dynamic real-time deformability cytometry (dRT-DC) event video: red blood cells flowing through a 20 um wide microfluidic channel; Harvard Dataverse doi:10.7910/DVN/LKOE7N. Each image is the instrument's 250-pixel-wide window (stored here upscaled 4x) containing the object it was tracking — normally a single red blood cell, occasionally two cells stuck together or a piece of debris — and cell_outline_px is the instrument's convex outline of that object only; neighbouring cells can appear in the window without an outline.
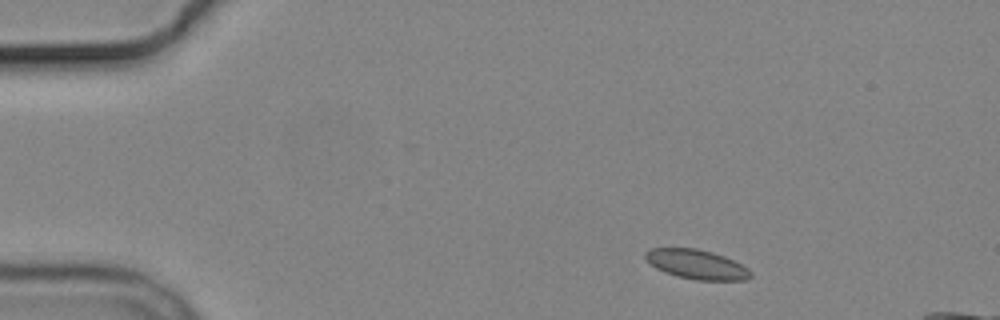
{"species": "common noctule bat (a hibernating species)", "species_latin": "Nyctalus noctula", "temperature_condition": "cold", "stored_images_in_passage": 8, "camera_frame_rate_fps": 3000, "um_per_image_px": 0.085, "animal": {"sex": "male", "body_mass_g": 19.2, "forearm_length_mm": 51.8}, "frame": {"image": 1, "passage_image": 1, "time_ms": 0.0, "image_size_px": [1000, 320], "cell_outline_px": [[752, 276], [744, 280], [696, 280], [676, 276], [664, 272], [656, 268], [644, 256], [644, 252], [648, 248], [696, 248], [712, 252], [724, 256], [748, 268], [752, 272]], "centroid_in_image_um": [59.2, 22.47], "position_along_channel_um": 25.8, "area_um2": 18.03}}
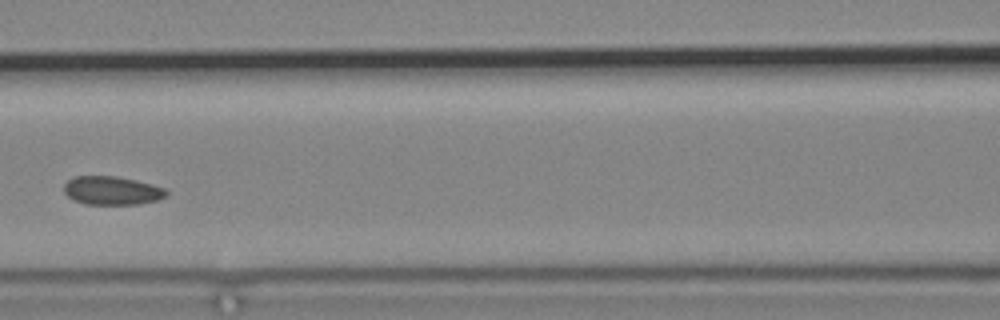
{"frame": {"image": 2, "passage_image": 6, "time_ms": 5.667, "image_size_px": [1000, 320], "cell_outline_px": [[168, 196], [156, 200], [140, 204], [84, 204], [72, 200], [64, 192], [64, 184], [68, 180], [76, 176], [116, 176], [152, 184], [164, 188], [168, 192]], "centroid_in_image_um": [9.51, 16.2], "position_along_channel_um": 157.1, "area_um2": 17.05}}
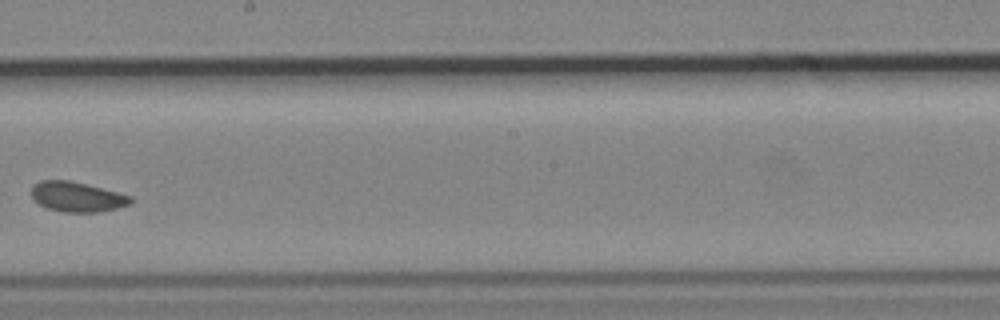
{"frame": {"image": 3, "passage_image": 8, "time_ms": 8.0, "image_size_px": [1000, 320], "cell_outline_px": [[132, 200], [128, 204], [116, 208], [100, 212], [64, 212], [48, 208], [40, 204], [32, 196], [32, 184], [40, 180], [68, 180], [132, 196]], "centroid_in_image_um": [6.52, 16.73], "position_along_channel_um": 241.7, "area_um2": 16.99}}